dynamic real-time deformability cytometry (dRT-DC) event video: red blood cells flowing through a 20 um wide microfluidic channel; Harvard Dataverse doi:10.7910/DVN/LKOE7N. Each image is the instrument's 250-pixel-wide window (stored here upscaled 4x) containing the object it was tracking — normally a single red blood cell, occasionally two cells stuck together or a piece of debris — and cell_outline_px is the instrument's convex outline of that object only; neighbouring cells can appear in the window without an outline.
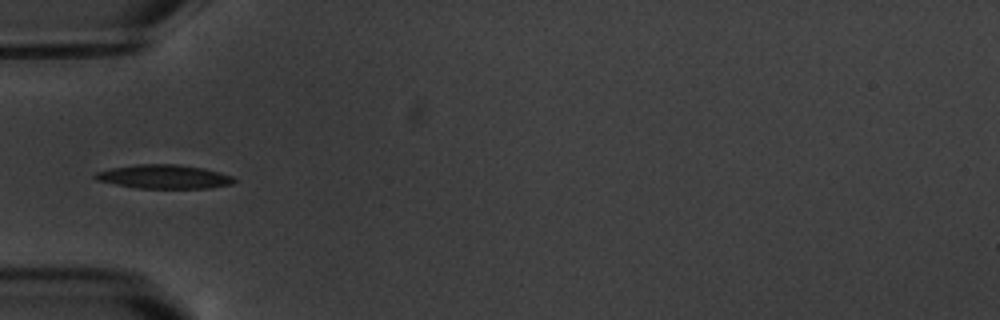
{"species": "common noctule bat (a hibernating species)", "species_latin": "Nyctalus noctula", "temperature_condition": "warm", "stored_images_in_passage": 6, "camera_frame_rate_fps": 3000, "um_per_image_px": 0.085, "animal": {"sex": "male", "body_mass_g": 20.1, "forearm_length_mm": 53.5}, "frame": {"image": 1, "passage_image": 5, "time_ms": 6.333, "image_size_px": [1000, 320], "cell_outline_px": [[236, 180], [232, 184], [208, 188], [136, 188], [96, 180], [92, 176], [96, 172], [112, 168], [136, 164], [176, 164], [204, 168], [220, 172], [232, 176]], "centroid_in_image_um": [13.94, 15.01], "position_along_channel_um": 71.1, "area_um2": 19.31}}